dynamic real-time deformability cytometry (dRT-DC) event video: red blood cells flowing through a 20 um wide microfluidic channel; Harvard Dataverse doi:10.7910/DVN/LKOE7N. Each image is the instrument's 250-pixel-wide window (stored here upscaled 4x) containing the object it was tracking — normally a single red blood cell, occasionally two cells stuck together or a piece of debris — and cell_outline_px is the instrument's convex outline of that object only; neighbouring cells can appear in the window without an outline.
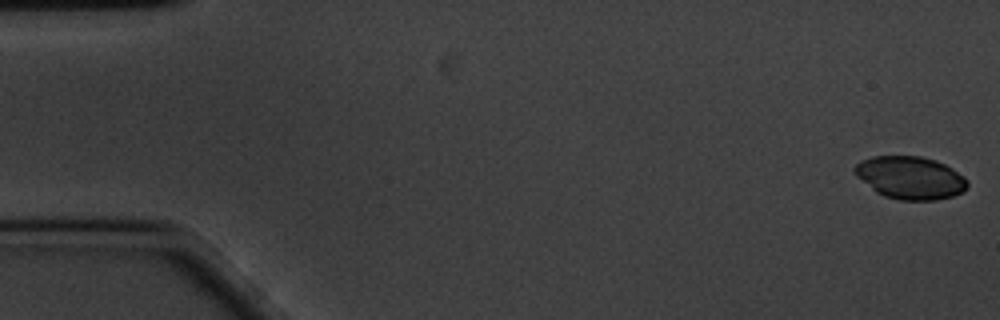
{"species": "common noctule bat (a hibernating species)", "species_latin": "Nyctalus noctula", "temperature_condition": "cold", "stored_images_in_passage": 16, "camera_frame_rate_fps": 3000, "um_per_image_px": 0.085, "animal": {"sex": "male", "body_mass_g": 20.1, "forearm_length_mm": 53.5}, "frame": {"image": 1, "passage_image": 1, "time_ms": 0.0, "image_size_px": [1000, 320], "cell_outline_px": [[968, 188], [952, 196], [936, 200], [900, 200], [884, 196], [876, 192], [856, 176], [852, 168], [860, 160], [872, 156], [920, 156], [936, 160], [952, 168], [964, 176], [968, 180]], "centroid_in_image_um": [77.36, 15.1], "position_along_channel_um": 7.6, "area_um2": 28.21}}
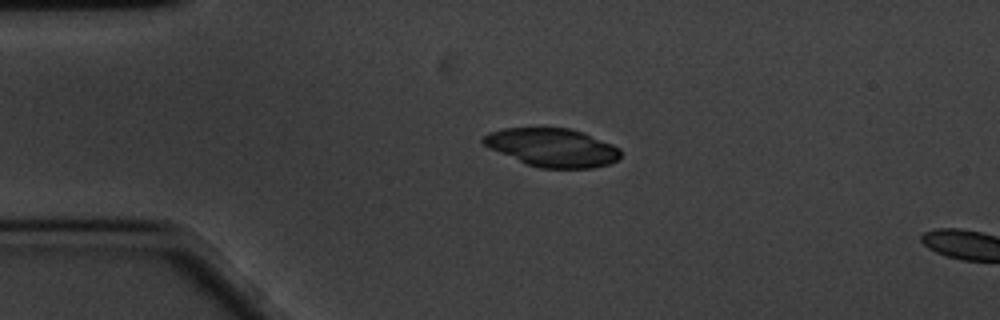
{"frame": {"image": 2, "passage_image": 13, "time_ms": 4.0, "image_size_px": [1000, 320], "cell_outline_px": [[620, 160], [608, 164], [592, 168], [540, 168], [524, 164], [488, 148], [480, 140], [488, 132], [504, 128], [572, 128], [584, 132], [612, 144], [620, 148]], "centroid_in_image_um": [46.94, 12.54], "position_along_channel_um": 38.1, "area_um2": 31.04}}